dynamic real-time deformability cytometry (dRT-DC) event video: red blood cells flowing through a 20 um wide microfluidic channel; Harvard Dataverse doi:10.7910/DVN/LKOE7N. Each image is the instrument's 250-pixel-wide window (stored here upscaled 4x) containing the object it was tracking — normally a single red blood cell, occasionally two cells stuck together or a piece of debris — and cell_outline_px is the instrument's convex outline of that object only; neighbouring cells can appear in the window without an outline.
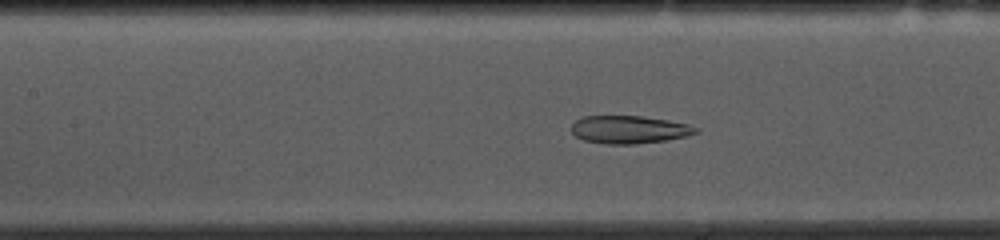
{"species": "common noctule bat (a hibernating species)", "species_latin": "Nyctalus noctula", "temperature_condition": "cold", "stored_images_in_passage": 53, "camera_frame_rate_fps": 3000, "um_per_image_px": 0.085, "animal": {"sex": "female", "body_mass_g": 10.0, "forearm_length_mm": 53.1}, "frame": {"image": 1, "passage_image": 22, "time_ms": 7.0, "image_size_px": [1000, 240], "cell_outline_px": [[700, 132], [688, 136], [668, 140], [632, 144], [604, 144], [584, 140], [576, 136], [572, 132], [572, 124], [576, 120], [584, 116], [640, 116], [668, 120], [688, 124], [696, 128]], "centroid_in_image_um": [53.49, 11.02], "position_along_channel_um": 153.9, "area_um2": 20.17}}
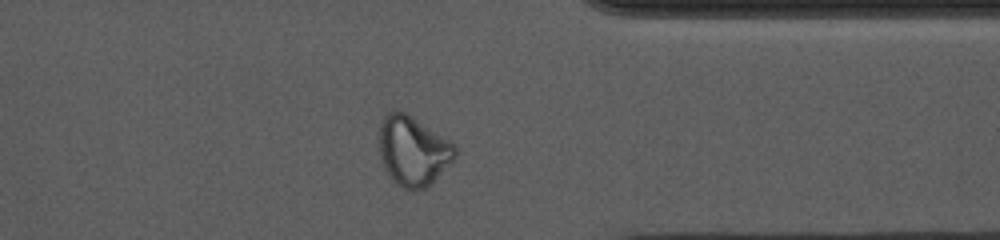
{"frame": {"image": 2, "passage_image": 41, "time_ms": 13.333, "image_size_px": [1000, 240], "cell_outline_px": [[456, 156], [432, 184], [424, 188], [404, 188], [396, 184], [392, 180], [384, 168], [380, 160], [380, 124], [384, 112], [396, 108], [404, 112], [456, 144]], "centroid_in_image_um": [35.09, 12.8], "position_along_channel_um": 376.3, "area_um2": 30.81}}
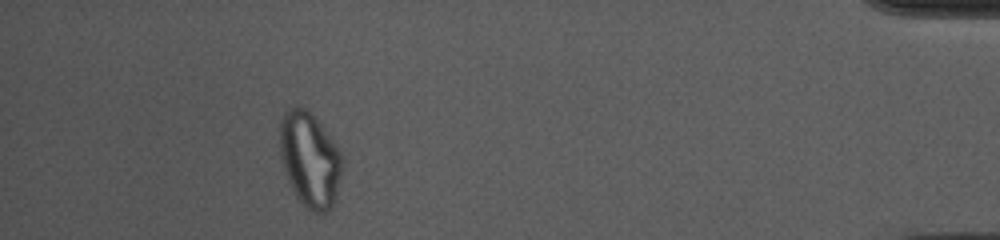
{"frame": {"image": 3, "passage_image": 48, "time_ms": 15.667, "image_size_px": [1000, 240], "cell_outline_px": [[344, 168], [336, 200], [332, 208], [328, 212], [316, 212], [308, 208], [296, 196], [288, 180], [280, 156], [280, 116], [288, 108], [300, 104], [308, 108], [340, 148], [344, 160]], "centroid_in_image_um": [26.38, 13.51], "position_along_channel_um": 408.8, "area_um2": 35.37}, "authors_computed_cell_mechanics": {"area_um2": 26.4724, "velocity_mm_per_s": 3.6508, "shape_relaxation_time_tau1_ms": null, "shape_relaxation_time_tau2_ms": 2.5135, "deformation_change_tau1": null, "deformation_change_tau2": 0.106}}